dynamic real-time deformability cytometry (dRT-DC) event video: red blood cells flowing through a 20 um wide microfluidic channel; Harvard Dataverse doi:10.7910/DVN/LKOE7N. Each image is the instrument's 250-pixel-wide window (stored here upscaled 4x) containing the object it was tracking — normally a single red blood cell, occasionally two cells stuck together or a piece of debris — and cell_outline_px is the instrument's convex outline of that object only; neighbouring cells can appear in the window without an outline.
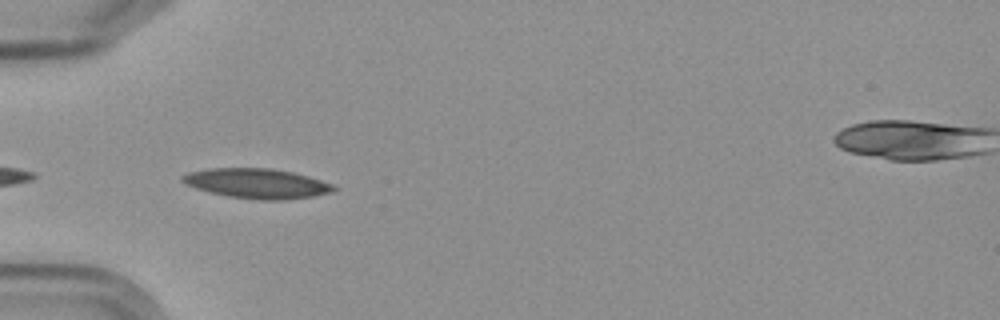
{"species": "Egyptian fruit bat (a non-hibernating species)", "species_latin": "Rousettus aegyptiacus", "temperature_condition": "cold", "stored_images_in_passage": 9, "camera_frame_rate_fps": 3000, "um_per_image_px": 0.085, "frame": {"image": 1, "passage_image": 6, "time_ms": 6.0, "image_size_px": [1000, 320], "cell_outline_px": [[340, 188], [332, 192], [312, 196], [284, 200], [260, 200], [228, 196], [208, 192], [184, 184], [180, 180], [180, 176], [188, 172], [208, 168], [272, 168], [292, 172], [308, 176], [332, 184]], "centroid_in_image_um": [21.81, 15.59], "position_along_channel_um": 63.2, "area_um2": 26.47}}
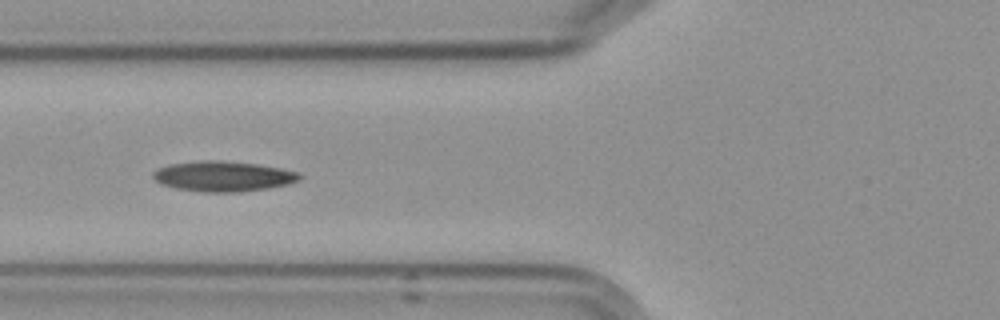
{"frame": {"image": 2, "passage_image": 7, "time_ms": 7.333, "image_size_px": [1000, 320], "cell_outline_px": [[304, 176], [300, 180], [288, 184], [268, 188], [240, 192], [204, 192], [176, 188], [160, 184], [152, 176], [152, 172], [156, 168], [168, 164], [200, 160], [220, 160], [256, 164], [280, 168], [296, 172]], "centroid_in_image_um": [18.94, 14.98], "position_along_channel_um": 106.9, "area_um2": 26.01}}